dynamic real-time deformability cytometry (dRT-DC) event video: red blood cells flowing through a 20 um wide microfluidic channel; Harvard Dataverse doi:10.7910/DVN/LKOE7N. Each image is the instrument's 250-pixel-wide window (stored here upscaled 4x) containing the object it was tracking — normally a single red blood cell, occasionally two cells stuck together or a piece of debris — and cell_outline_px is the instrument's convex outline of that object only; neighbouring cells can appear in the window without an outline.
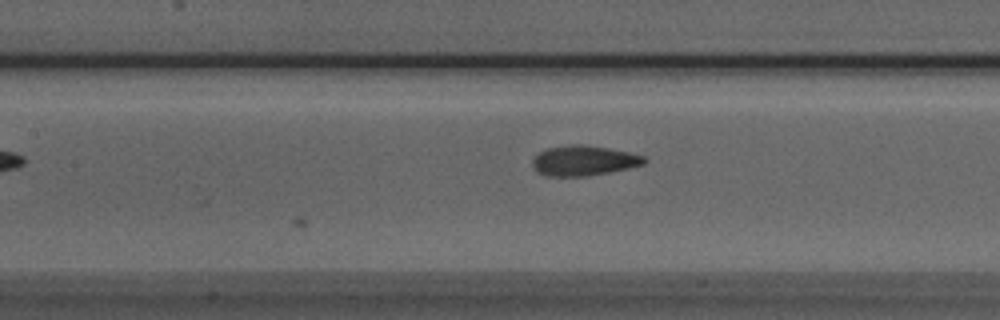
{"species": "Egyptian fruit bat (a non-hibernating species)", "species_latin": "Rousettus aegyptiacus", "temperature_condition": "room temperature", "stored_images_in_passage": 9, "camera_frame_rate_fps": 3000, "um_per_image_px": 0.085, "animal": {"sex": "male"}, "frame": {"image": 1, "passage_image": 9, "time_ms": 2.667, "image_size_px": [1000, 320], "cell_outline_px": [[648, 160], [644, 164], [628, 168], [588, 176], [544, 176], [536, 172], [532, 168], [532, 160], [540, 152], [548, 148], [572, 144], [580, 144], [608, 148], [628, 152], [644, 156]], "centroid_in_image_um": [49.59, 13.66], "position_along_channel_um": 157.8, "area_um2": 19.59}}